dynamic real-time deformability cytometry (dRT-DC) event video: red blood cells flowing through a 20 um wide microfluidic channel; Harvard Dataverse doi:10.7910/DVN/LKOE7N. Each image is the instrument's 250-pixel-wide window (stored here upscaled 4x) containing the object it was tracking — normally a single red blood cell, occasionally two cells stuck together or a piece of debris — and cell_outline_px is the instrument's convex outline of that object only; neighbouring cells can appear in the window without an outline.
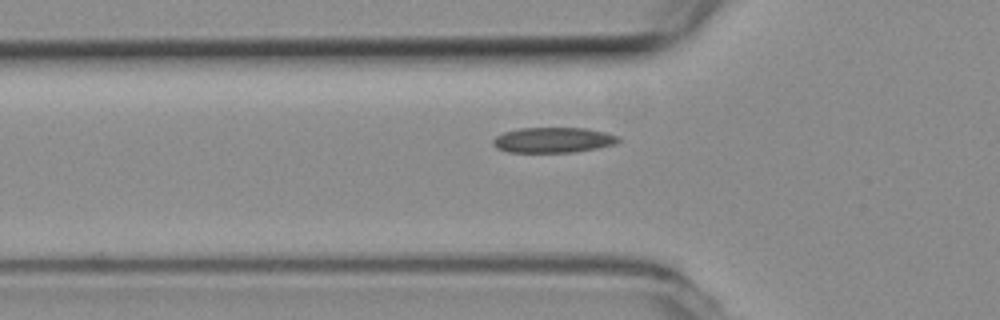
{"species": "common noctule bat (a hibernating species)", "species_latin": "Nyctalus noctula", "temperature_condition": "room temperature", "stored_images_in_passage": 34, "camera_frame_rate_fps": 3000, "um_per_image_px": 0.085, "animal": {"sex": "female", "body_mass_g": 19.3, "forearm_length_mm": 54.1}, "frame": {"image": 1, "passage_image": 5, "time_ms": 1.333, "image_size_px": [1000, 320], "cell_outline_px": [[620, 140], [616, 144], [596, 148], [572, 152], [508, 152], [496, 148], [492, 144], [492, 140], [496, 136], [504, 132], [520, 128], [584, 128], [604, 132], [620, 136]], "centroid_in_image_um": [47.0, 11.9], "position_along_channel_um": 78.8, "area_um2": 18.5}}
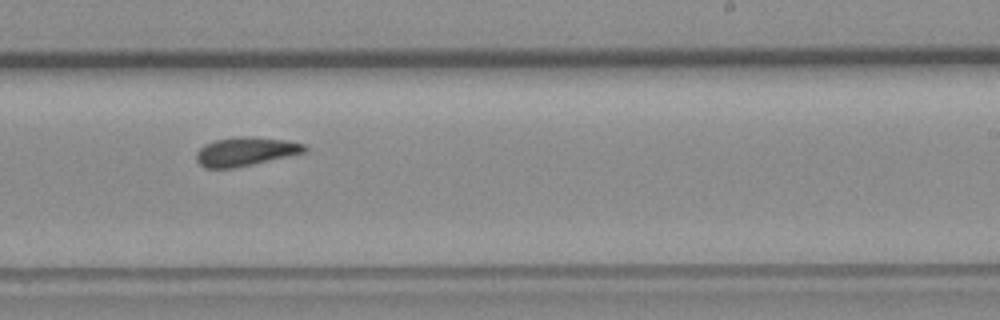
{"frame": {"image": 2, "passage_image": 20, "time_ms": 6.333, "image_size_px": [1000, 320], "cell_outline_px": [[308, 152], [236, 168], [204, 168], [196, 160], [196, 152], [204, 144], [216, 140], [236, 136], [252, 136], [284, 140], [304, 144], [308, 148]], "centroid_in_image_um": [20.88, 12.88], "position_along_channel_um": 268.1, "area_um2": 18.38}}
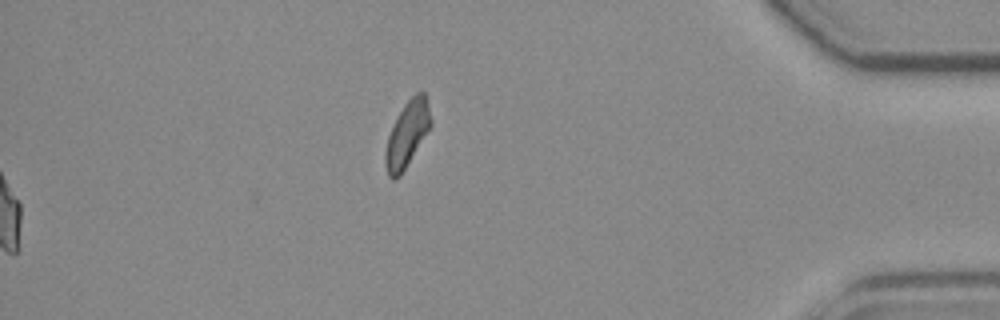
{"frame": {"image": 3, "passage_image": 34, "time_ms": 11.0, "image_size_px": [1000, 320], "cell_outline_px": [[432, 124], [400, 176], [396, 180], [392, 180], [388, 176], [384, 164], [384, 152], [388, 136], [404, 104], [416, 92], [424, 92], [432, 120]], "centroid_in_image_um": [34.58, 11.44], "position_along_channel_um": 400.6, "area_um2": 17.11}, "authors_computed_cell_mechanics": {"area_um2": 18.0336, "velocity_mm_per_s": 3.7804, "shape_relaxation_time_tau1_ms": 6.3532, "shape_relaxation_time_tau2_ms": 3.5674, "deformation_change_tau1": 0.1216, "deformation_change_tau2": 0.1058}}